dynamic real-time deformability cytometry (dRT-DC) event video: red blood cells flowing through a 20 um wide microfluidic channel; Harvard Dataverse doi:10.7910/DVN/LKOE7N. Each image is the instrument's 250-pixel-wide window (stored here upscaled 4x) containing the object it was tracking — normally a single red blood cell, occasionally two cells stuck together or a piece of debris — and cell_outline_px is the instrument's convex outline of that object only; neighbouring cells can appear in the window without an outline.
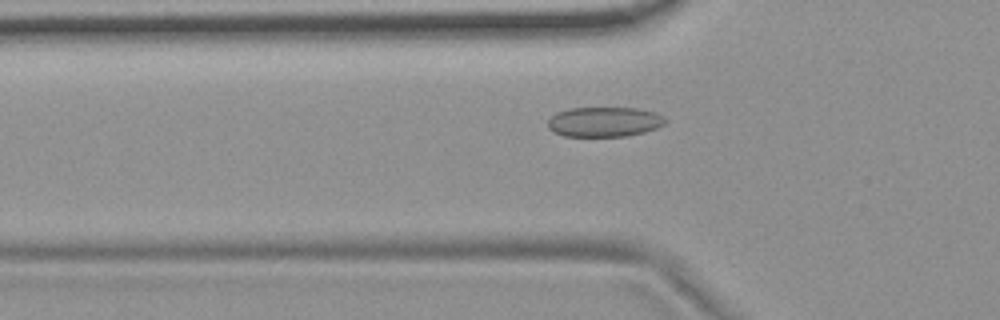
{"species": "common noctule bat (a hibernating species)", "species_latin": "Nyctalus noctula", "temperature_condition": "room temperature", "stored_images_in_passage": 48, "camera_frame_rate_fps": 3000, "um_per_image_px": 0.085, "animal": {"sex": "female", "body_mass_g": 19.9}, "frame": {"image": 1, "passage_image": 12, "time_ms": 3.667, "image_size_px": [1000, 320], "cell_outline_px": [[668, 120], [664, 124], [656, 128], [644, 132], [628, 136], [564, 136], [552, 132], [548, 128], [548, 120], [556, 112], [568, 108], [636, 108], [656, 112], [664, 116]], "centroid_in_image_um": [51.37, 10.35], "position_along_channel_um": 74.4, "area_um2": 20.63}}
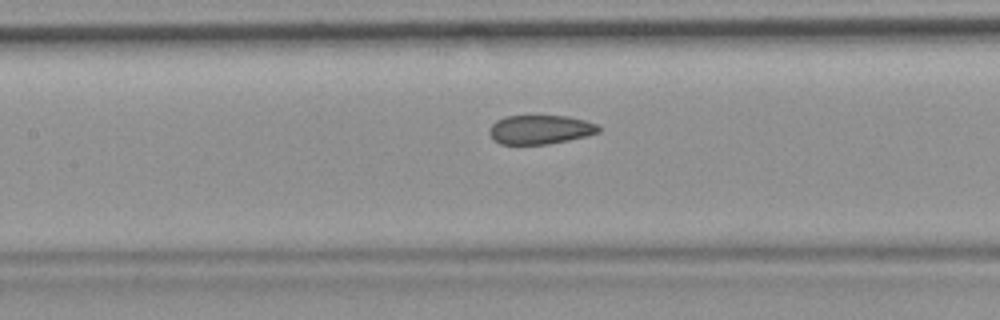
{"frame": {"image": 2, "passage_image": 19, "time_ms": 6.0, "image_size_px": [1000, 320], "cell_outline_px": [[600, 132], [568, 140], [548, 144], [500, 144], [492, 140], [488, 132], [488, 128], [496, 120], [504, 116], [568, 116], [584, 120], [596, 124], [600, 128]], "centroid_in_image_um": [45.86, 11.01], "position_along_channel_um": 161.5, "area_um2": 18.55}}
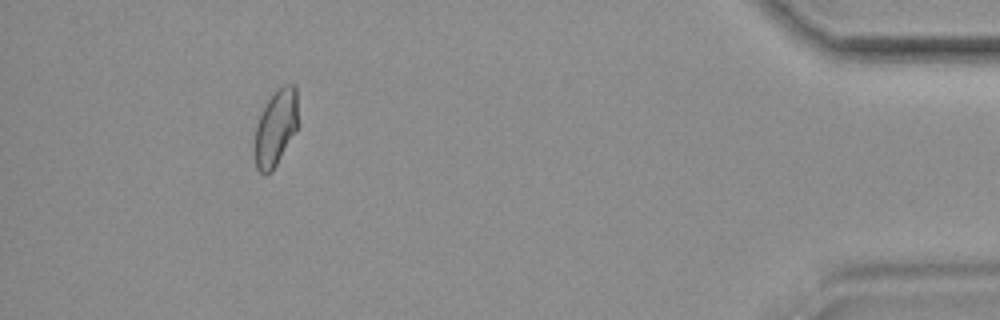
{"frame": {"image": 3, "passage_image": 44, "time_ms": 14.333, "image_size_px": [1000, 320], "cell_outline_px": [[296, 128], [272, 172], [264, 176], [256, 168], [252, 152], [252, 148], [256, 124], [272, 92], [276, 88], [284, 84], [296, 84]], "centroid_in_image_um": [23.36, 10.89], "position_along_channel_um": 411.8, "area_um2": 19.36}, "authors_computed_cell_mechanics": {"area_um2": 19.6231, "velocity_mm_per_s": 3.7061, "shape_relaxation_time_tau1_ms": null, "shape_relaxation_time_tau2_ms": 1.2456, "deformation_change_tau1": null, "deformation_change_tau2": 0.057}}